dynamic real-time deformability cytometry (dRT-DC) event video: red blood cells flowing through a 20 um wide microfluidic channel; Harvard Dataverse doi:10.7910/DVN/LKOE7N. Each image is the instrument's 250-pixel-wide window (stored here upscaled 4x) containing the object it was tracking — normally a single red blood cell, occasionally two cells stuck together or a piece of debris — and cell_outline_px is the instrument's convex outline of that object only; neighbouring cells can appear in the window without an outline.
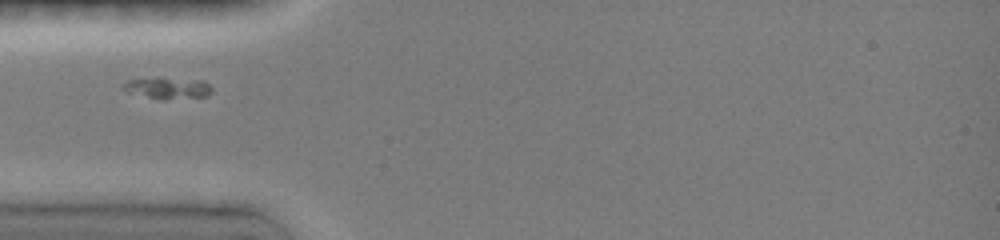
{"species": "common noctule bat (a hibernating species)", "species_latin": "Nyctalus noctula", "temperature_condition": "room temperature", "stored_images_in_passage": 16, "camera_frame_rate_fps": 3000, "um_per_image_px": 0.085, "animal": {"sex": "female", "body_mass_g": 19.0, "forearm_length_mm": 51.5}, "frame": {"image": 1, "passage_image": 9, "time_ms": 1.667, "image_size_px": [1000, 240], "cell_outline_px": [[212, 88], [204, 96], [148, 96], [124, 88], [124, 84], [128, 80], [156, 76], [204, 80]], "centroid_in_image_um": [14.3, 7.37], "position_along_channel_um": 70.7, "area_um2": 10.06}}